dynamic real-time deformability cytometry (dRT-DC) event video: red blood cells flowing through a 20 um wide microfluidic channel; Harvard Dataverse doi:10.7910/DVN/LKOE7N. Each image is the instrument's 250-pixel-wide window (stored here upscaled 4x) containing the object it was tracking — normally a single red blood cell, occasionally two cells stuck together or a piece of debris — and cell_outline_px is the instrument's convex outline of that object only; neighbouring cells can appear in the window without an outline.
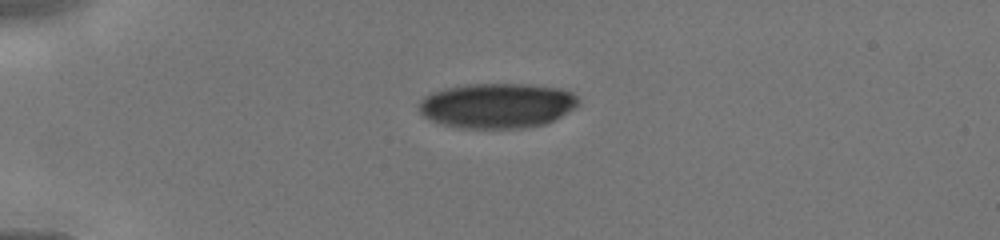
{"species": "human", "species_latin": "Homo sapiens", "temperature_condition": "cold", "stored_images_in_passage": 52, "camera_frame_rate_fps": 3000, "um_per_image_px": 0.085, "donor": {"sex": "male"}, "frame": {"image": 1, "passage_image": 1, "time_ms": 0.0, "image_size_px": [1000, 240], "cell_outline_px": [[580, 104], [576, 108], [544, 124], [524, 128], [464, 128], [444, 124], [432, 120], [424, 116], [420, 112], [420, 100], [424, 96], [432, 92], [448, 88], [468, 84], [532, 84], [560, 88], [572, 92], [580, 100]], "centroid_in_image_um": [42.3, 8.96], "position_along_channel_um": 42.7, "area_um2": 41.79}}
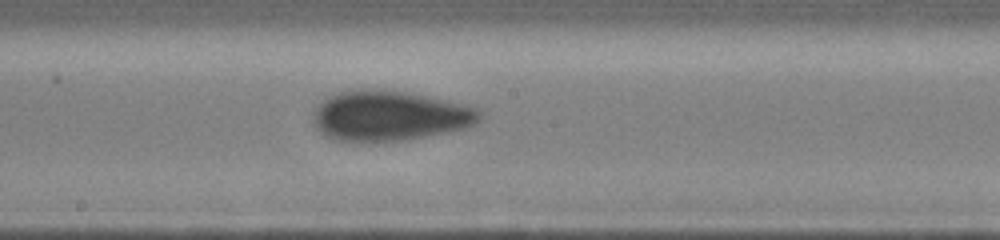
{"frame": {"image": 2, "passage_image": 22, "time_ms": 4.667, "image_size_px": [1000, 240], "cell_outline_px": [[480, 120], [476, 124], [464, 128], [404, 140], [336, 140], [324, 136], [316, 128], [312, 116], [312, 112], [316, 104], [340, 92], [408, 92], [428, 96], [464, 104], [476, 108], [480, 112]], "centroid_in_image_um": [33.11, 9.87], "position_along_channel_um": 215.1, "area_um2": 47.16}}
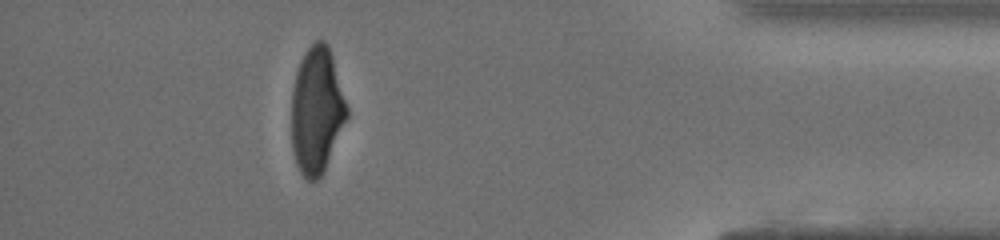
{"frame": {"image": 3, "passage_image": 45, "time_ms": 9.667, "image_size_px": [1000, 240], "cell_outline_px": [[348, 116], [324, 168], [320, 176], [316, 180], [308, 180], [300, 172], [296, 164], [292, 148], [292, 88], [296, 72], [300, 60], [304, 52], [316, 40], [324, 40], [328, 44], [332, 56], [348, 108]], "centroid_in_image_um": [26.9, 9.34], "position_along_channel_um": 408.3, "area_um2": 40.4}}